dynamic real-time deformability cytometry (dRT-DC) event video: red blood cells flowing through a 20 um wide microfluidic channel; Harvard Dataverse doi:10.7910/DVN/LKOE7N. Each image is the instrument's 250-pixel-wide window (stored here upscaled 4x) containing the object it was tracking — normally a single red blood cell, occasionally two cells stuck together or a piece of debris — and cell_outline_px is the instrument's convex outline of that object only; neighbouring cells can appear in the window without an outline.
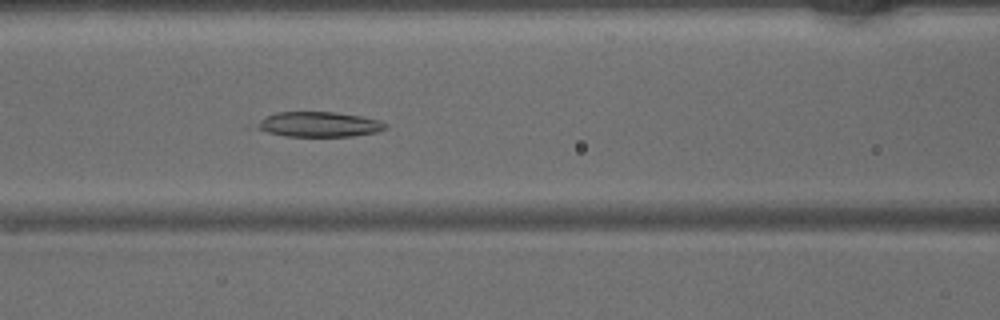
{"species": "common noctule bat (a hibernating species)", "species_latin": "Nyctalus noctula", "temperature_condition": "warm", "stored_images_in_passage": 41, "camera_frame_rate_fps": 3000, "um_per_image_px": 0.085, "animal": {"sex": "male", "body_mass_g": 15.6}, "frame": {"image": 1, "passage_image": 14, "time_ms": 4.333, "image_size_px": [1000, 320], "cell_outline_px": [[388, 128], [376, 132], [352, 136], [284, 136], [244, 128], [276, 112], [336, 112], [360, 116], [380, 120], [388, 124]], "centroid_in_image_um": [26.99, 10.58], "position_along_channel_um": 139.6, "area_um2": 19.31}}
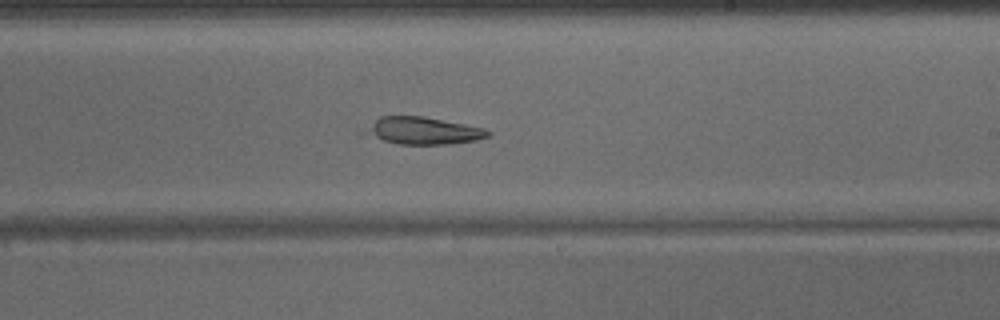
{"frame": {"image": 2, "passage_image": 22, "time_ms": 7.0, "image_size_px": [1000, 320], "cell_outline_px": [[492, 132], [488, 136], [476, 140], [452, 144], [400, 144], [384, 140], [364, 132], [380, 116], [424, 116], [484, 128]], "centroid_in_image_um": [36.04, 11.11], "position_along_channel_um": 253.0, "area_um2": 19.02}}
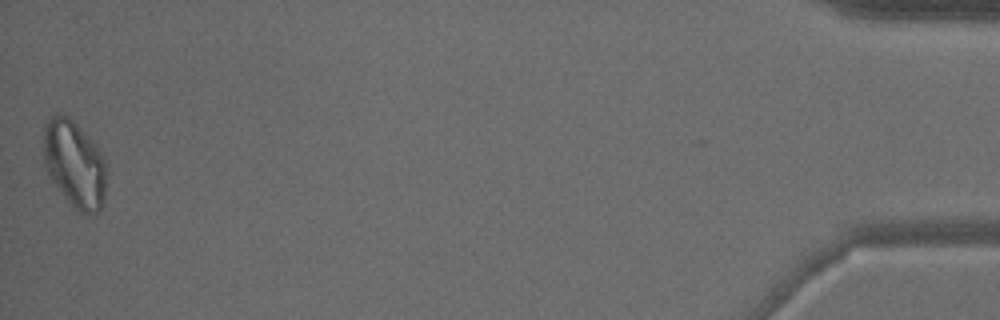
{"frame": {"image": 3, "passage_image": 41, "time_ms": 13.333, "image_size_px": [1000, 320], "cell_outline_px": [[104, 196], [100, 208], [96, 212], [80, 212], [68, 200], [52, 180], [44, 164], [44, 124], [56, 112], [68, 116], [96, 144], [104, 156]], "centroid_in_image_um": [6.31, 13.87], "position_along_channel_um": 428.9, "area_um2": 31.1}}